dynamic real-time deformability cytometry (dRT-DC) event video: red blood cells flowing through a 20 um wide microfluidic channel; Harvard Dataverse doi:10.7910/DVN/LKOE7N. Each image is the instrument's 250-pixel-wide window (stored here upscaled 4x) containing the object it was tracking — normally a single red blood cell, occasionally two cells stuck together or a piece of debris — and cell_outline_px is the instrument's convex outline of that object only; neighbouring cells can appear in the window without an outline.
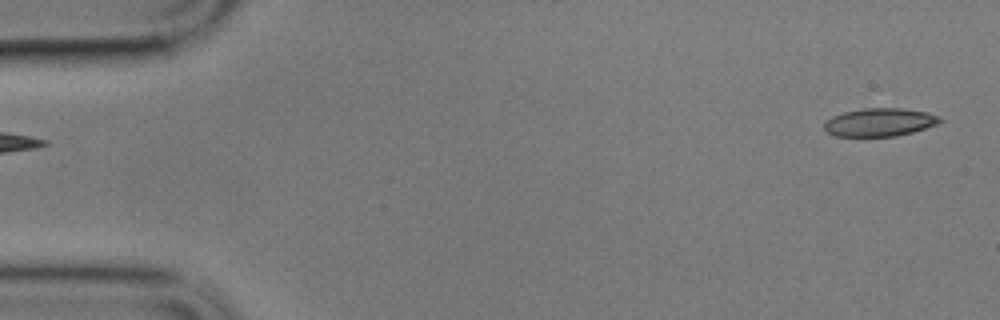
{"species": "common noctule bat (a hibernating species)", "species_latin": "Nyctalus noctula", "temperature_condition": "cold", "stored_images_in_passage": 57, "camera_frame_rate_fps": 3000, "um_per_image_px": 0.085, "animal": {"sex": "male", "body_mass_g": 17.9}, "frame": {"image": 1, "passage_image": 1, "time_ms": 0.0, "image_size_px": [1000, 320], "cell_outline_px": [[944, 120], [940, 124], [912, 132], [896, 136], [836, 136], [828, 132], [824, 128], [824, 124], [832, 116], [844, 112], [864, 108], [904, 108], [928, 112], [940, 116]], "centroid_in_image_um": [74.84, 10.38], "position_along_channel_um": 10.2, "area_um2": 19.07}}
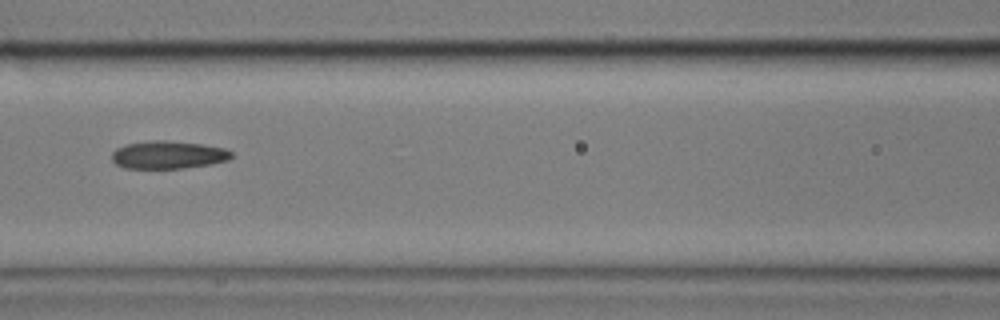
{"frame": {"image": 2, "passage_image": 24, "time_ms": 7.667, "image_size_px": [1000, 320], "cell_outline_px": [[232, 156], [228, 160], [212, 164], [184, 168], [124, 168], [116, 164], [112, 160], [112, 152], [116, 148], [128, 144], [156, 140], [164, 140], [204, 144], [224, 148], [232, 152]], "centroid_in_image_um": [14.31, 13.16], "position_along_channel_um": 152.3, "area_um2": 19.36}}
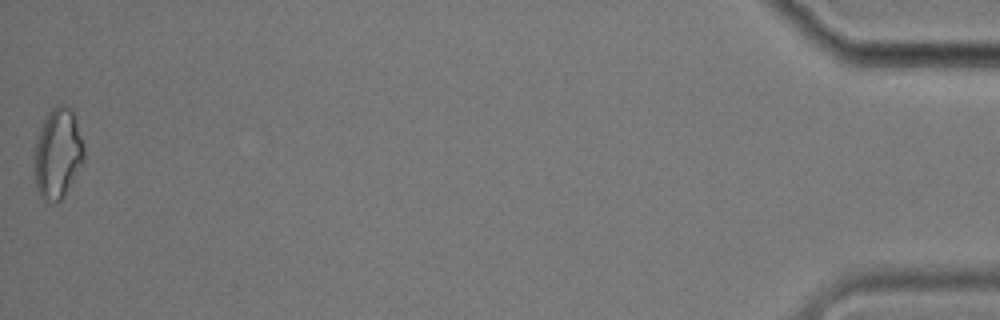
{"frame": {"image": 3, "passage_image": 57, "time_ms": 18.667, "image_size_px": [1000, 320], "cell_outline_px": [[84, 160], [64, 196], [60, 200], [44, 200], [40, 196], [36, 188], [36, 144], [44, 120], [48, 112], [56, 104], [64, 104], [72, 108], [84, 144]], "centroid_in_image_um": [4.95, 13.0], "position_along_channel_um": 430.3, "area_um2": 25.55}, "authors_computed_cell_mechanics": {"area_um2": 19.8254, "velocity_mm_per_s": 3.3944, "shape_relaxation_time_tau1_ms": null, "shape_relaxation_time_tau2_ms": 4.4931, "deformation_change_tau1": null, "deformation_change_tau2": 0.1337}}